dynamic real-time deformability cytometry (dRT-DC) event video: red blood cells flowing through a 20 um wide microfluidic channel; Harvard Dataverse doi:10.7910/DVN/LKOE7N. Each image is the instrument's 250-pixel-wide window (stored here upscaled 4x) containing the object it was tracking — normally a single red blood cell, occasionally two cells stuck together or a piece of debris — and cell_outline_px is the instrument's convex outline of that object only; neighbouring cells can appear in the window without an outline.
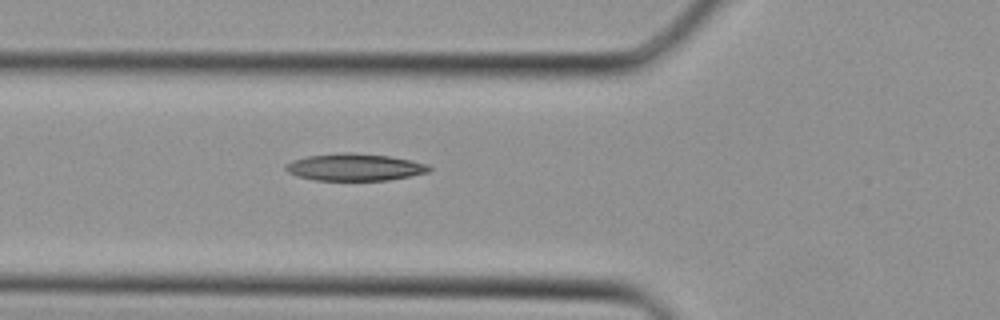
{"species": "Egyptian fruit bat (a non-hibernating species)", "species_latin": "Rousettus aegyptiacus", "temperature_condition": "cold", "stored_images_in_passage": 25, "camera_frame_rate_fps": 3000, "um_per_image_px": 0.085, "animal": {"sex": "female"}, "frame": {"image": 1, "passage_image": 2, "time_ms": 0.333, "image_size_px": [1000, 320], "cell_outline_px": [[432, 168], [428, 172], [388, 180], [316, 180], [296, 176], [288, 172], [284, 168], [284, 164], [292, 160], [308, 156], [344, 152], [352, 152], [388, 156], [412, 160], [428, 164]], "centroid_in_image_um": [30.13, 14.2], "position_along_channel_um": 95.7, "area_um2": 22.66}}
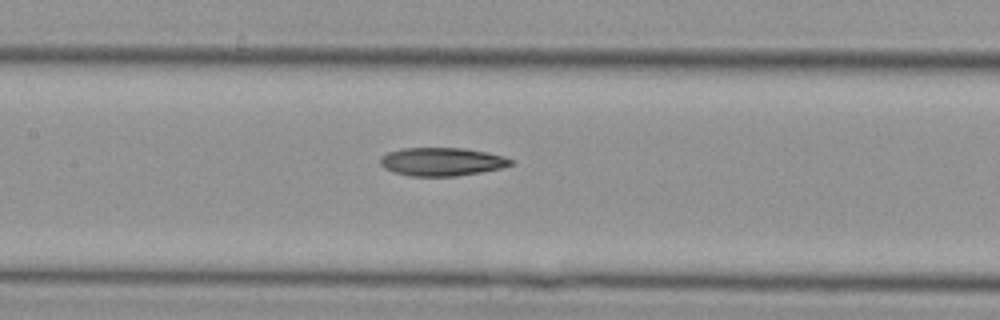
{"frame": {"image": 2, "passage_image": 6, "time_ms": 1.667, "image_size_px": [1000, 320], "cell_outline_px": [[512, 164], [500, 168], [480, 172], [456, 176], [412, 176], [392, 172], [384, 168], [380, 164], [380, 156], [388, 152], [404, 148], [464, 148], [504, 156], [512, 160]], "centroid_in_image_um": [37.51, 13.74], "position_along_channel_um": 169.9, "area_um2": 21.39}}
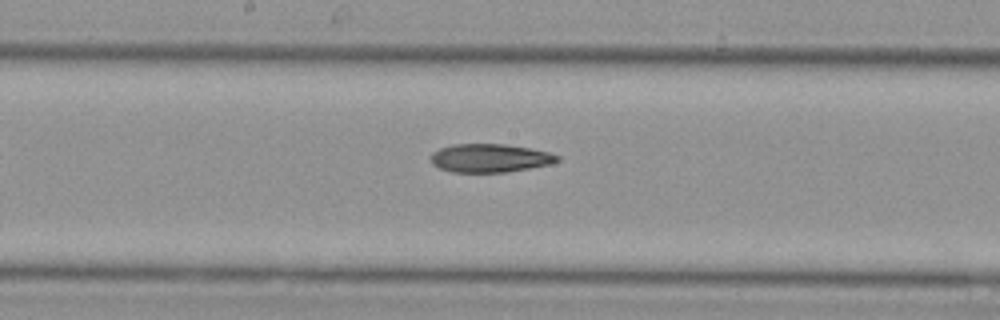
{"frame": {"image": 3, "passage_image": 8, "time_ms": 2.333, "image_size_px": [1000, 320], "cell_outline_px": [[560, 160], [552, 164], [508, 172], [452, 172], [440, 168], [432, 164], [432, 152], [440, 148], [452, 144], [504, 144], [528, 148], [548, 152], [560, 156]], "centroid_in_image_um": [41.66, 13.44], "position_along_channel_um": 206.5, "area_um2": 20.92}}